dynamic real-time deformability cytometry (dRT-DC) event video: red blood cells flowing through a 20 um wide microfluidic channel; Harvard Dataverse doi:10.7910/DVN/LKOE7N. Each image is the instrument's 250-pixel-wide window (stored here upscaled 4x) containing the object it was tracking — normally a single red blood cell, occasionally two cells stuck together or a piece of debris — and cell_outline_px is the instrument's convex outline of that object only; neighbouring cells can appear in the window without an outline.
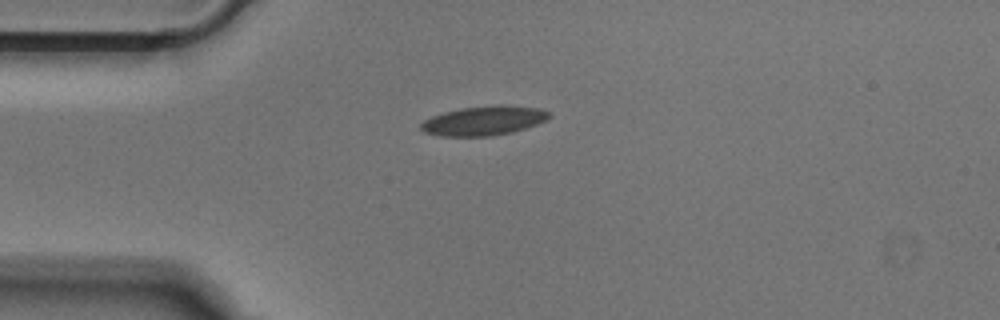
{"species": "Egyptian fruit bat (a non-hibernating species)", "species_latin": "Rousettus aegyptiacus", "temperature_condition": "cold", "stored_images_in_passage": 40, "camera_frame_rate_fps": 3000, "um_per_image_px": 0.085, "animal": {"sex": "male"}, "frame": {"image": 1, "passage_image": 1, "time_ms": 0.0, "image_size_px": [1000, 320], "cell_outline_px": [[552, 116], [536, 124], [512, 132], [492, 136], [440, 136], [424, 132], [420, 128], [420, 124], [424, 120], [432, 116], [444, 112], [460, 108], [496, 104], [500, 104], [540, 108], [548, 112]], "centroid_in_image_um": [41.1, 10.25], "position_along_channel_um": 43.9, "area_um2": 21.96}}
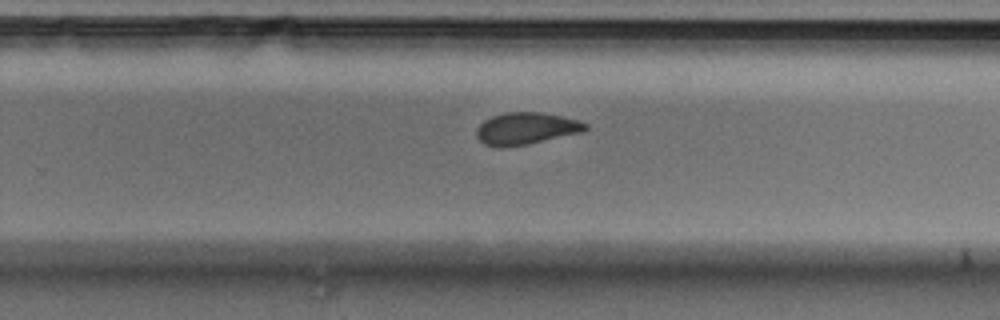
{"frame": {"image": 2, "passage_image": 21, "time_ms": 6.667, "image_size_px": [1000, 320], "cell_outline_px": [[588, 128], [584, 132], [528, 144], [500, 148], [484, 144], [476, 136], [476, 128], [484, 120], [492, 116], [504, 112], [540, 112], [560, 116], [576, 120], [588, 124]], "centroid_in_image_um": [44.7, 10.93], "position_along_channel_um": 285.1, "area_um2": 20.4}}
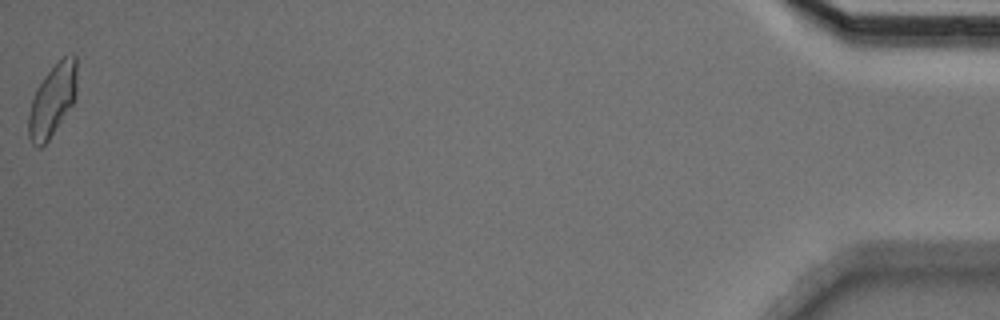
{"frame": {"image": 3, "passage_image": 40, "time_ms": 13.0, "image_size_px": [1000, 320], "cell_outline_px": [[76, 96], [72, 104], [48, 140], [40, 148], [36, 148], [32, 144], [28, 136], [28, 112], [36, 88], [44, 76], [64, 56], [72, 52], [76, 56]], "centroid_in_image_um": [4.44, 8.52], "position_along_channel_um": 430.8, "area_um2": 20.17}}